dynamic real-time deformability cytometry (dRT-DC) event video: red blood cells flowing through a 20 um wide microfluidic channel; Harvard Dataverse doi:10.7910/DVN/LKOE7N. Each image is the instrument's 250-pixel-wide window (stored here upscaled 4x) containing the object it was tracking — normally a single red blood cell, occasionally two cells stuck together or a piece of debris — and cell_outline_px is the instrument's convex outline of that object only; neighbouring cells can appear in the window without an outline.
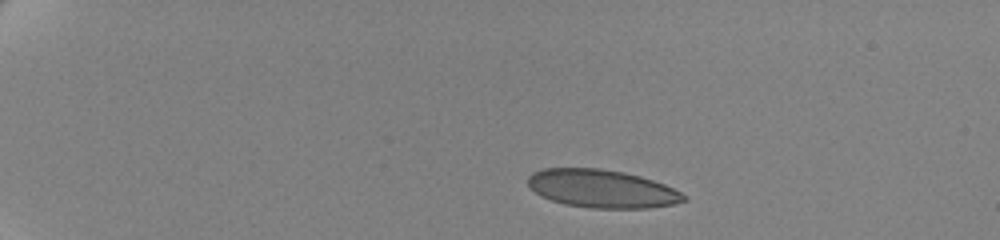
{"species": "human", "species_latin": "Homo sapiens", "temperature_condition": "cold", "stored_images_in_passage": 48, "camera_frame_rate_fps": 3000, "um_per_image_px": 0.085, "donor": {"sex": "female"}, "frame": {"image": 1, "passage_image": 1, "time_ms": 0.0, "image_size_px": [1000, 240], "cell_outline_px": [[688, 200], [672, 204], [648, 208], [592, 208], [564, 204], [540, 196], [528, 184], [528, 176], [532, 172], [544, 168], [600, 168], [624, 172], [640, 176], [664, 184], [688, 196]], "centroid_in_image_um": [51.16, 16.03], "position_along_channel_um": 33.8, "area_um2": 34.56}}
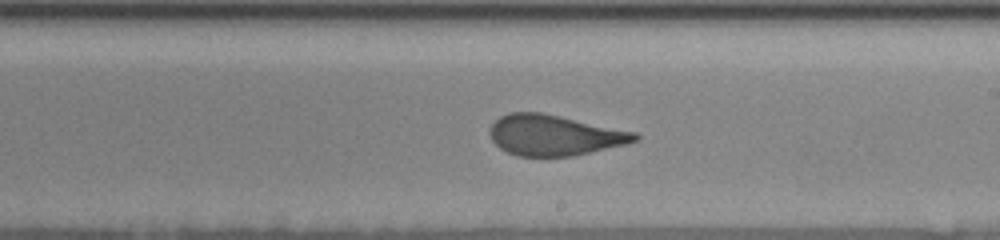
{"frame": {"image": 2, "passage_image": 27, "time_ms": 8.667, "image_size_px": [1000, 240], "cell_outline_px": [[640, 140], [624, 144], [572, 156], [516, 156], [500, 148], [492, 140], [492, 124], [500, 116], [508, 112], [540, 112], [560, 116], [636, 132], [640, 136]], "centroid_in_image_um": [47.13, 11.49], "position_along_channel_um": 241.9, "area_um2": 33.93}}
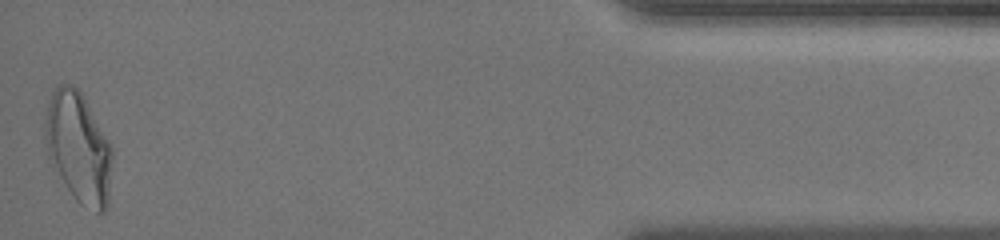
{"frame": {"image": 3, "passage_image": 48, "time_ms": 15.667, "image_size_px": [1000, 240], "cell_outline_px": [[112, 160], [108, 208], [104, 212], [96, 212], [80, 204], [76, 200], [48, 160], [44, 136], [44, 124], [48, 104], [52, 92], [56, 84], [72, 84], [80, 92], [112, 144]], "centroid_in_image_um": [6.67, 12.55], "position_along_channel_um": 428.5, "area_um2": 43.47}, "authors_computed_cell_mechanics": {"area_um2": 35.3447, "velocity_mm_per_s": 3.477, "shape_relaxation_time_tau1_ms": 7.0728, "shape_relaxation_time_tau2_ms": 0.6891, "deformation_change_tau1": 0.1796, "deformation_change_tau2": 0.0793}}